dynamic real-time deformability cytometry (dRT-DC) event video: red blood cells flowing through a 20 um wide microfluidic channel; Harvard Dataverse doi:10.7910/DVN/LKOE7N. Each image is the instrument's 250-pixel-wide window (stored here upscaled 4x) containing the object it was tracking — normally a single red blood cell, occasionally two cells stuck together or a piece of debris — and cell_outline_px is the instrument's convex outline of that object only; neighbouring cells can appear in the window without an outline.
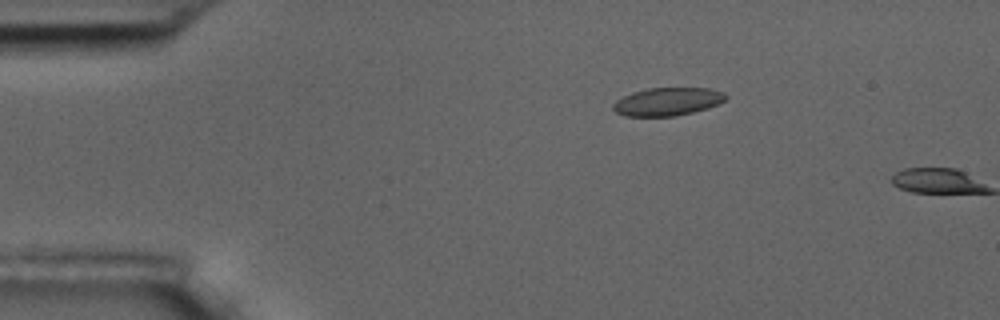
{"species": "common noctule bat (a hibernating species)", "species_latin": "Nyctalus noctula", "temperature_condition": "room temperature", "stored_images_in_passage": 3, "camera_frame_rate_fps": 3000, "um_per_image_px": 0.085, "animal": {"sex": "male", "body_mass_g": 17.5, "forearm_length_mm": 52.3}, "frame": {"image": 1, "passage_image": 2, "time_ms": 2.0, "image_size_px": [1000, 320], "cell_outline_px": [[728, 96], [720, 104], [708, 108], [676, 116], [624, 116], [616, 112], [612, 108], [612, 104], [616, 100], [632, 92], [648, 88], [708, 88], [724, 92]], "centroid_in_image_um": [56.74, 8.64], "position_along_channel_um": 28.3, "area_um2": 18.5}}